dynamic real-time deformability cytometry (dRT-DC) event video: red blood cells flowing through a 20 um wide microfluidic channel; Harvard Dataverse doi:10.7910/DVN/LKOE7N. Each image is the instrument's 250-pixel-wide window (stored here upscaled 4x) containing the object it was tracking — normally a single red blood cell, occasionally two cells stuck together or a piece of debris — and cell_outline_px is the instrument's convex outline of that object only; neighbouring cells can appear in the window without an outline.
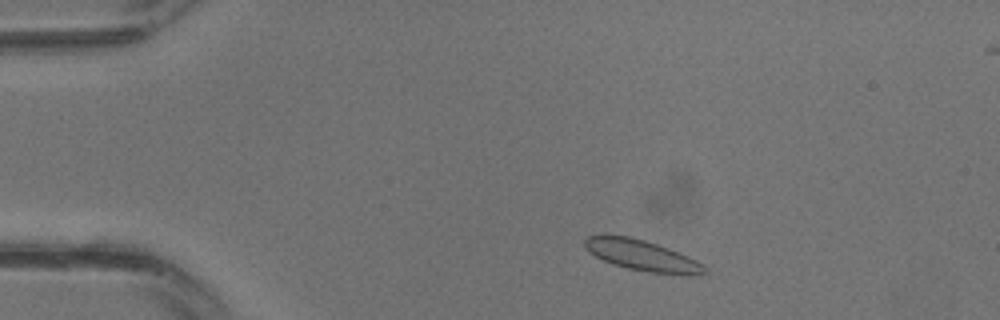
{"species": "common noctule bat (a hibernating species)", "species_latin": "Nyctalus noctula", "temperature_condition": "warm", "stored_images_in_passage": 9, "camera_frame_rate_fps": 3000, "um_per_image_px": 0.085, "animal": {"sex": "male", "body_mass_g": 13.3}, "frame": {"image": 1, "passage_image": 3, "time_ms": 0.667, "image_size_px": [1000, 320], "cell_outline_px": [[708, 272], [692, 276], [688, 276], [648, 272], [628, 268], [612, 264], [588, 252], [584, 248], [584, 240], [588, 236], [604, 232], [628, 236], [644, 240], [668, 248], [688, 256], [704, 264], [708, 268]], "centroid_in_image_um": [54.55, 21.69], "position_along_channel_um": 30.4, "area_um2": 22.08}}
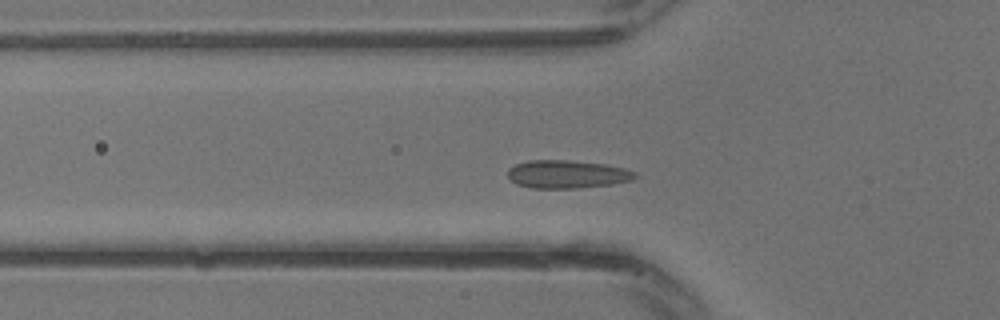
{"frame": {"image": 2, "passage_image": 8, "time_ms": 2.333, "image_size_px": [1000, 320], "cell_outline_px": [[640, 176], [632, 180], [612, 184], [576, 188], [532, 188], [516, 184], [508, 176], [508, 168], [516, 164], [528, 160], [568, 160], [608, 164], [624, 168], [636, 172]], "centroid_in_image_um": [48.24, 14.8], "position_along_channel_um": 77.6, "area_um2": 20.98}}